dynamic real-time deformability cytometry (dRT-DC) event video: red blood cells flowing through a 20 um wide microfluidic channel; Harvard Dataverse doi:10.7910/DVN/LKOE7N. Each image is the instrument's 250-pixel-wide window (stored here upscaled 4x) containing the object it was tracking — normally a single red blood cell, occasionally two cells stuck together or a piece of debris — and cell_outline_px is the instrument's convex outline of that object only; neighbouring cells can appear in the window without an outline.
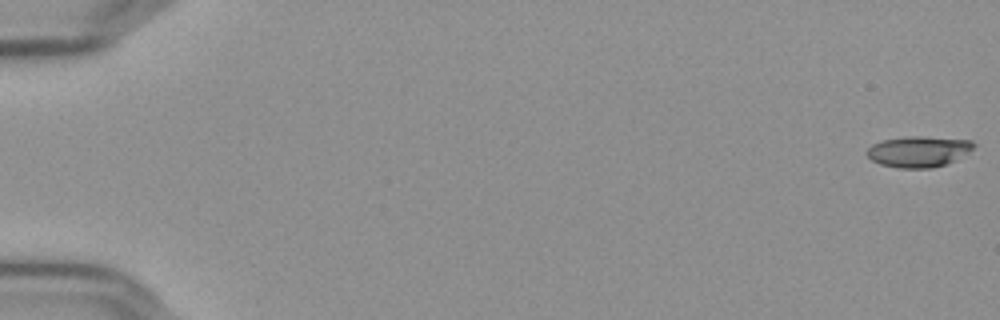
{"species": "Egyptian fruit bat (a non-hibernating species)", "species_latin": "Rousettus aegyptiacus", "temperature_condition": "cold", "stored_images_in_passage": 55, "camera_frame_rate_fps": 3000, "um_per_image_px": 0.085, "frame": {"image": 1, "passage_image": 1, "time_ms": 0.0, "image_size_px": [1000, 320], "cell_outline_px": [[976, 144], [968, 152], [944, 164], [932, 168], [900, 168], [880, 164], [872, 160], [868, 156], [868, 148], [872, 144], [884, 140], [908, 136], [924, 136], [972, 140]], "centroid_in_image_um": [78.07, 12.87], "position_along_channel_um": 6.9, "area_um2": 18.96}}
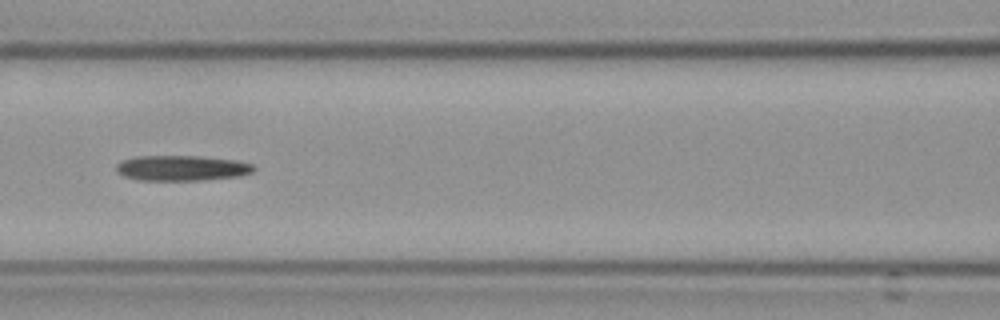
{"frame": {"image": 2, "passage_image": 25, "time_ms": 8.0, "image_size_px": [1000, 320], "cell_outline_px": [[256, 168], [252, 172], [240, 176], [200, 180], [140, 180], [124, 176], [116, 172], [116, 164], [124, 160], [136, 156], [196, 156], [236, 160], [252, 164]], "centroid_in_image_um": [15.44, 14.28], "position_along_channel_um": 151.2, "area_um2": 20.23}}
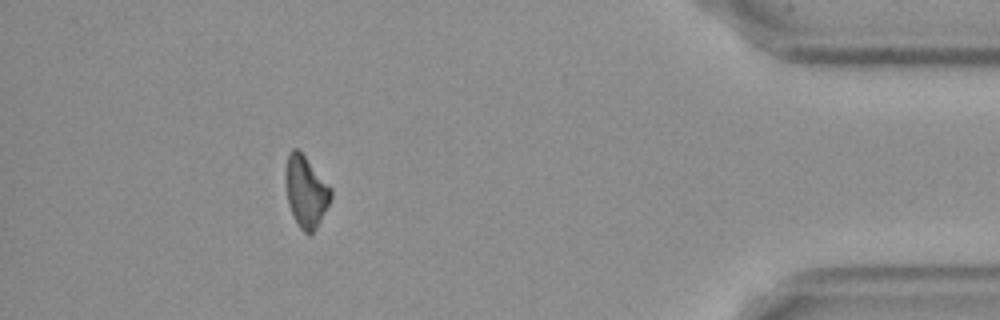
{"frame": {"image": 3, "passage_image": 50, "time_ms": 16.333, "image_size_px": [1000, 320], "cell_outline_px": [[332, 196], [316, 228], [308, 236], [300, 228], [288, 204], [284, 184], [284, 176], [288, 152], [292, 148], [296, 148], [304, 156], [332, 188]], "centroid_in_image_um": [25.97, 16.26], "position_along_channel_um": 409.2, "area_um2": 18.73}}